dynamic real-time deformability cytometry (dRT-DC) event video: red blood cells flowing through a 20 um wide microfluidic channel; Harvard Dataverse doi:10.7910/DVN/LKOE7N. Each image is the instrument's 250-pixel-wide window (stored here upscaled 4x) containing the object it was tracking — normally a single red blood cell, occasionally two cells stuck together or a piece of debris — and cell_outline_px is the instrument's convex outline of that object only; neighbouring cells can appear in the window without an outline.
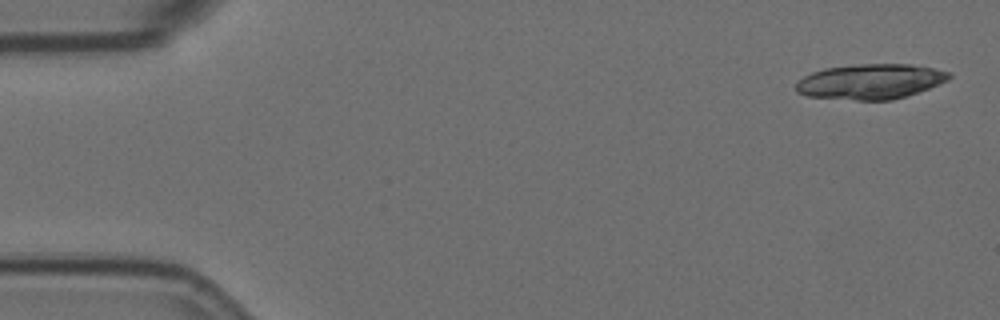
{"species": "Egyptian fruit bat (a non-hibernating species)", "species_latin": "Rousettus aegyptiacus", "temperature_condition": "room temperature", "stored_images_in_passage": 9, "camera_frame_rate_fps": 3000, "um_per_image_px": 0.085, "animal": {"sex": "female"}, "frame": {"image": 1, "passage_image": 1, "time_ms": 0.0, "image_size_px": [1000, 320], "cell_outline_px": [[952, 76], [948, 80], [928, 88], [892, 100], [856, 100], [808, 96], [796, 92], [796, 80], [812, 72], [824, 68], [856, 64], [908, 64], [932, 68], [952, 72]], "centroid_in_image_um": [73.96, 6.92], "position_along_channel_um": 11.0, "area_um2": 31.27}}